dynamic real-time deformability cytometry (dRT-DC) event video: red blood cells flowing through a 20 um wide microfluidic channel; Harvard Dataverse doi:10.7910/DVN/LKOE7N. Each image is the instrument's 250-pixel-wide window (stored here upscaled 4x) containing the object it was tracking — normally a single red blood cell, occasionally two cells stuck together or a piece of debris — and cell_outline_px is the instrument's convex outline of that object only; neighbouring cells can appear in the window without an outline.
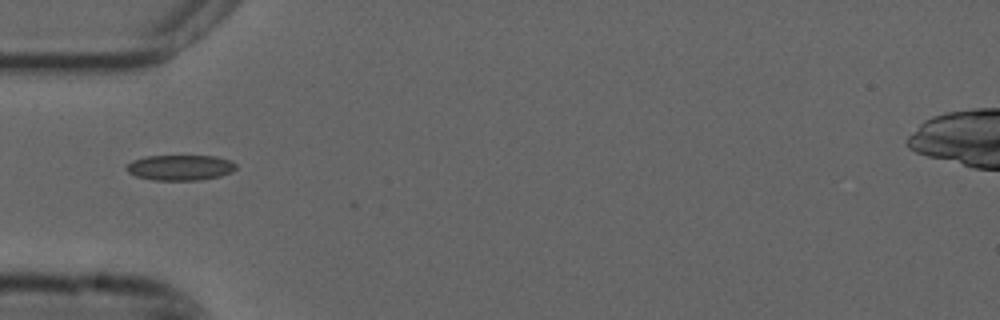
{"species": "common noctule bat (a hibernating species)", "species_latin": "Nyctalus noctula", "temperature_condition": "cold", "stored_images_in_passage": 38, "camera_frame_rate_fps": 3000, "um_per_image_px": 0.085, "animal": {"sex": "male", "forearm_length_mm": 52.5}, "frame": {"image": 1, "passage_image": 1, "time_ms": 0.0, "image_size_px": [1000, 320], "cell_outline_px": [[236, 168], [232, 172], [220, 176], [200, 180], [152, 180], [136, 176], [128, 172], [124, 168], [124, 164], [132, 160], [144, 156], [216, 156], [232, 160], [236, 164]], "centroid_in_image_um": [15.29, 14.24], "position_along_channel_um": 69.7, "area_um2": 16.53}}
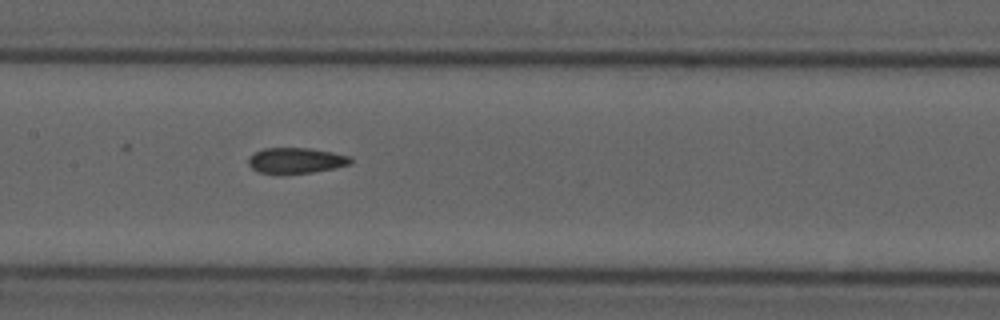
{"frame": {"image": 2, "passage_image": 10, "time_ms": 3.0, "image_size_px": [1000, 320], "cell_outline_px": [[352, 164], [336, 168], [312, 172], [280, 176], [260, 172], [252, 168], [248, 164], [248, 156], [264, 148], [308, 148], [332, 152], [352, 156]], "centroid_in_image_um": [25.16, 13.67], "position_along_channel_um": 182.2, "area_um2": 15.78}}
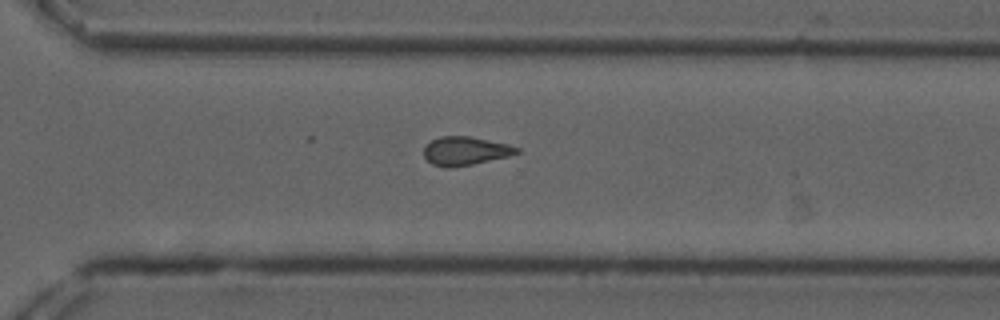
{"frame": {"image": 3, "passage_image": 22, "time_ms": 7.0, "image_size_px": [1000, 320], "cell_outline_px": [[520, 152], [508, 156], [472, 164], [452, 168], [448, 168], [432, 164], [424, 156], [424, 148], [432, 140], [440, 136], [468, 136], [508, 144], [520, 148]], "centroid_in_image_um": [39.55, 12.83], "position_along_channel_um": 331.0, "area_um2": 15.32}, "authors_computed_cell_mechanics": {"area_um2": 15.5193, "velocity_mm_per_s": 3.7249, "shape_relaxation_time_tau1_ms": null, "shape_relaxation_time_tau2_ms": 3.8674, "deformation_change_tau1": null, "deformation_change_tau2": 0.0965}}